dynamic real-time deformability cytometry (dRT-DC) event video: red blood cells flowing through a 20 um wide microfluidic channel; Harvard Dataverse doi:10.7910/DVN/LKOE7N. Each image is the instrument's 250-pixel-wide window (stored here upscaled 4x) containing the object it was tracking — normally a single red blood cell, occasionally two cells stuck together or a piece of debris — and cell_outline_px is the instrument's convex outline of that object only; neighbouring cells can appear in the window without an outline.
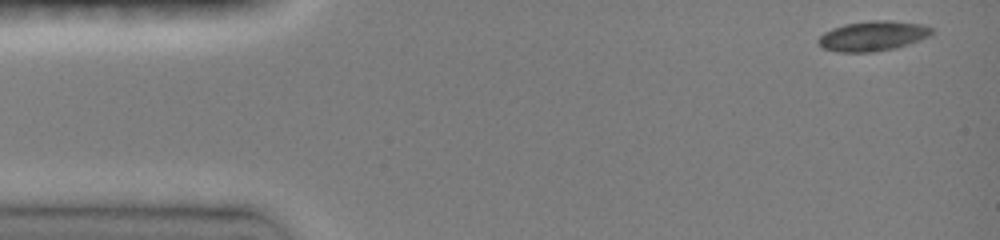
{"species": "common noctule bat (a hibernating species)", "species_latin": "Nyctalus noctula", "temperature_condition": "room temperature", "stored_images_in_passage": 12, "camera_frame_rate_fps": 3000, "um_per_image_px": 0.085, "animal": {"sex": "female", "body_mass_g": 19.0, "forearm_length_mm": 51.5}, "frame": {"image": 1, "passage_image": 1, "time_ms": 0.0, "image_size_px": [1000, 240], "cell_outline_px": [[932, 36], [896, 48], [872, 52], [836, 52], [824, 48], [816, 40], [824, 32], [832, 28], [844, 24], [872, 20], [888, 20], [920, 24], [932, 28]], "centroid_in_image_um": [74.19, 3.06], "position_along_channel_um": 10.8, "area_um2": 19.83}}